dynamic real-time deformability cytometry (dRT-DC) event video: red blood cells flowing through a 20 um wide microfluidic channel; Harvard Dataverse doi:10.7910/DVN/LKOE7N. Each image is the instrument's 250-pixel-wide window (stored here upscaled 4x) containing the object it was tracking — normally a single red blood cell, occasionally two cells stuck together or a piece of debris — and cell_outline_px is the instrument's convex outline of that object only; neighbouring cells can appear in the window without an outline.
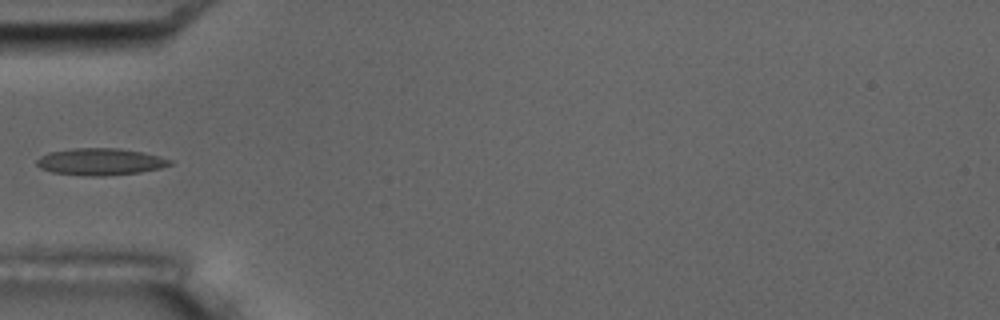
{"species": "common noctule bat (a hibernating species)", "species_latin": "Nyctalus noctula", "temperature_condition": "room temperature", "stored_images_in_passage": 6, "camera_frame_rate_fps": 3000, "um_per_image_px": 0.085, "animal": {"sex": "male", "body_mass_g": 17.5, "forearm_length_mm": 52.3}, "frame": {"image": 1, "passage_image": 5, "time_ms": 5.333, "image_size_px": [1000, 320], "cell_outline_px": [[172, 164], [160, 168], [140, 172], [100, 176], [92, 176], [52, 172], [40, 168], [36, 164], [36, 160], [40, 156], [48, 152], [72, 148], [120, 148], [160, 156], [172, 160]], "centroid_in_image_um": [8.5, 13.74], "position_along_channel_um": 76.5, "area_um2": 20.81}}